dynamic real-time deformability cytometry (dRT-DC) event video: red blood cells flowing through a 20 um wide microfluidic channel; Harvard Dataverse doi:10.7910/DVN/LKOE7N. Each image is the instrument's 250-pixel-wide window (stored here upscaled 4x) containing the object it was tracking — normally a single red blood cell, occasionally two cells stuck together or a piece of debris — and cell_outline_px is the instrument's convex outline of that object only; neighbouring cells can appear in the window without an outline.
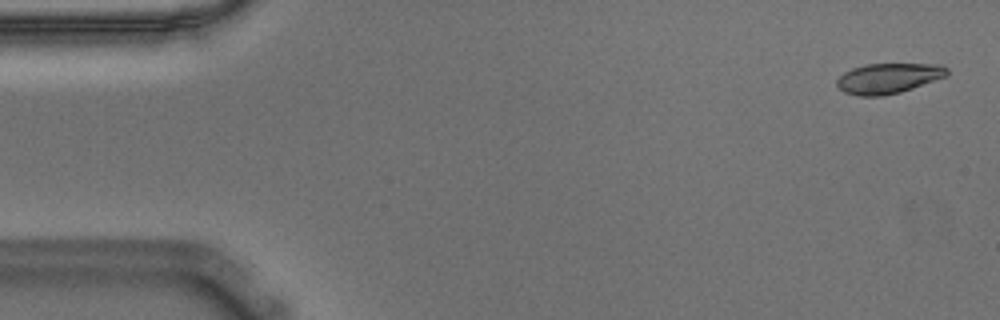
{"species": "Egyptian fruit bat (a non-hibernating species)", "species_latin": "Rousettus aegyptiacus", "temperature_condition": "warm", "stored_images_in_passage": 55, "camera_frame_rate_fps": 3000, "um_per_image_px": 0.085, "animal": {"sex": "male"}, "frame": {"image": 1, "passage_image": 2, "time_ms": 0.333, "image_size_px": [1000, 320], "cell_outline_px": [[948, 76], [900, 92], [884, 96], [856, 96], [844, 92], [836, 84], [836, 80], [844, 72], [852, 68], [864, 64], [940, 64], [948, 68]], "centroid_in_image_um": [75.51, 6.65], "position_along_channel_um": 9.5, "area_um2": 19.54}}
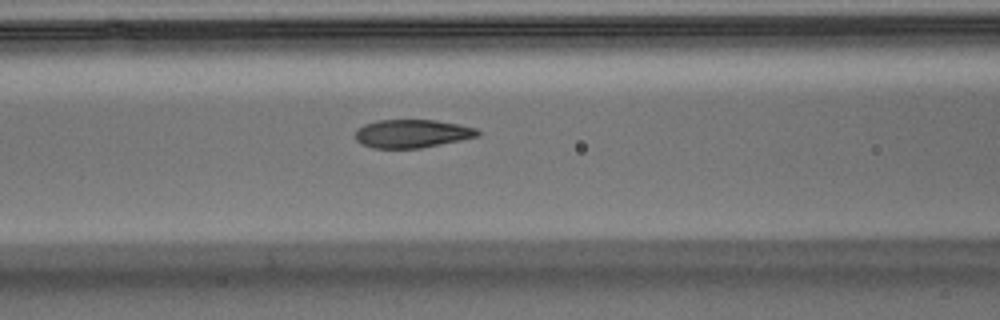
{"frame": {"image": 2, "passage_image": 22, "time_ms": 7.0, "image_size_px": [1000, 320], "cell_outline_px": [[480, 136], [420, 148], [372, 148], [360, 144], [356, 140], [356, 128], [364, 124], [376, 120], [436, 120], [460, 124], [476, 128], [480, 132]], "centroid_in_image_um": [35.01, 11.35], "position_along_channel_um": 131.6, "area_um2": 20.29}}
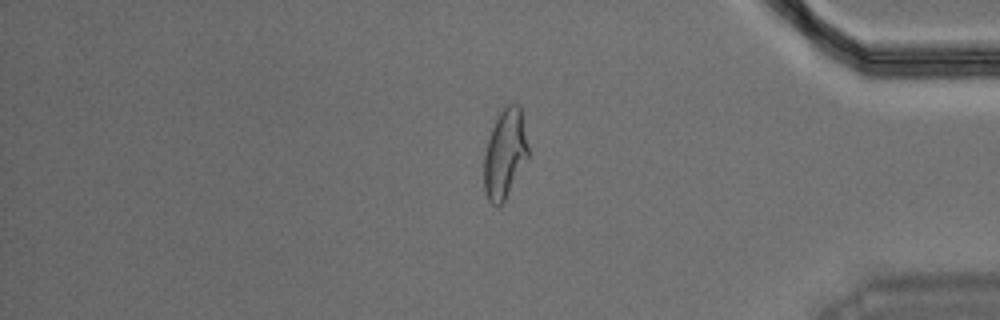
{"frame": {"image": 3, "passage_image": 46, "time_ms": 15.0, "image_size_px": [1000, 320], "cell_outline_px": [[528, 156], [504, 204], [492, 204], [488, 200], [484, 188], [484, 152], [492, 128], [500, 112], [508, 100], [512, 100], [520, 104], [528, 144]], "centroid_in_image_um": [42.92, 13.02], "position_along_channel_um": 392.3, "area_um2": 23.24}, "authors_computed_cell_mechanics": {"area_um2": 20.9814, "velocity_mm_per_s": 3.6128, "shape_relaxation_time_tau1_ms": 4.7639, "shape_relaxation_time_tau2_ms": 1.1999, "deformation_change_tau1": 0.2166, "deformation_change_tau2": 0.0877}}